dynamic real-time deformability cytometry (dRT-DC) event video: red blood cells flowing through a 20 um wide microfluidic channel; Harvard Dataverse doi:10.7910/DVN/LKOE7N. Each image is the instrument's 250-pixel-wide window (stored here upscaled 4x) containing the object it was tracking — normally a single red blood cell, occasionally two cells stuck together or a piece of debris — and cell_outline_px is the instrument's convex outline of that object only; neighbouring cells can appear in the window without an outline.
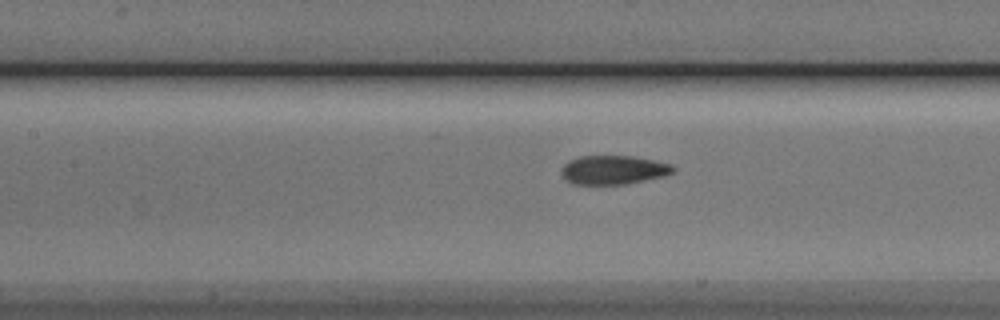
{"species": "Egyptian fruit bat (a non-hibernating species)", "species_latin": "Rousettus aegyptiacus", "temperature_condition": "cold", "stored_images_in_passage": 10, "camera_frame_rate_fps": 3000, "um_per_image_px": 0.085, "animal": {"sex": "male"}, "frame": {"image": 1, "passage_image": 7, "time_ms": 2.0, "image_size_px": [1000, 320], "cell_outline_px": [[676, 168], [672, 172], [660, 176], [624, 184], [572, 184], [560, 172], [564, 164], [568, 160], [580, 156], [632, 156], [672, 164]], "centroid_in_image_um": [52.1, 14.43], "position_along_channel_um": 155.3, "area_um2": 18.5}}